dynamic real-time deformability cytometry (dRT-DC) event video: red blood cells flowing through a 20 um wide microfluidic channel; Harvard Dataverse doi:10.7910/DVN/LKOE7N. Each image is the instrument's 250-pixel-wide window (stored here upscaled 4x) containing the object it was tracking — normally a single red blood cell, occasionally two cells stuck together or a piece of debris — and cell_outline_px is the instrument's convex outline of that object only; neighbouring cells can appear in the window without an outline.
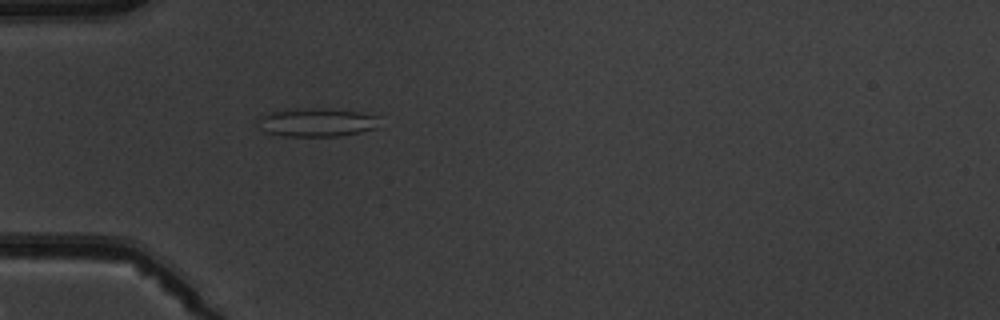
{"species": "common noctule bat (a hibernating species)", "species_latin": "Nyctalus noctula", "temperature_condition": "warm", "stored_images_in_passage": 3, "camera_frame_rate_fps": 3000, "um_per_image_px": 0.085, "animal": {"sex": "male", "body_mass_g": 19.5, "forearm_length_mm": 54.6}, "frame": {"image": 1, "passage_image": 3, "time_ms": 2.333, "image_size_px": [1000, 320], "cell_outline_px": [[380, 116], [376, 128], [360, 132], [340, 136], [284, 136], [268, 132], [260, 128], [256, 120], [260, 116], [272, 112], [324, 108], [356, 112]], "centroid_in_image_um": [26.95, 10.42], "position_along_channel_um": 58.1, "area_um2": 19.71}}